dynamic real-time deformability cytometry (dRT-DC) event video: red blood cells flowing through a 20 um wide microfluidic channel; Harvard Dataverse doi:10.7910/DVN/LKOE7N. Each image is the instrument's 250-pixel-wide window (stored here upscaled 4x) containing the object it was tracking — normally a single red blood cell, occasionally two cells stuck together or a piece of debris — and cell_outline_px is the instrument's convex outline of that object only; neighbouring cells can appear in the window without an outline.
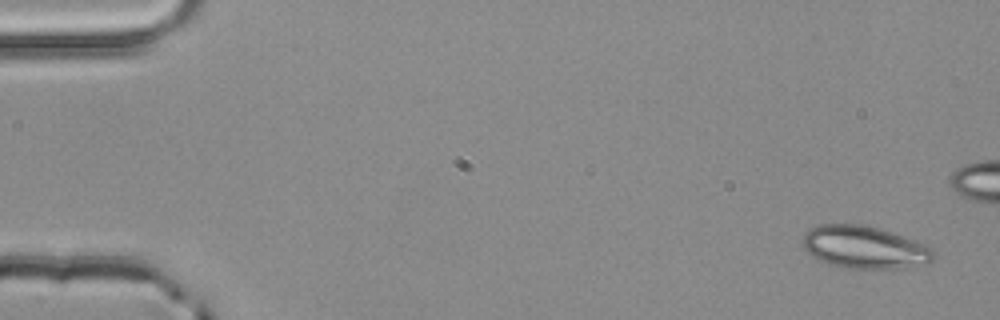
{"species": "common noctule bat (a hibernating species)", "species_latin": "Nyctalus noctula", "temperature_condition": "room temperature", "stored_images_in_passage": 4, "camera_frame_rate_fps": 3000, "um_per_image_px": 0.085, "animal": {"sex": "male", "body_mass_g": 20.4}, "frame": {"image": 1, "passage_image": 1, "time_ms": 0.0, "image_size_px": [1000, 320], "cell_outline_px": [[936, 256], [932, 260], [904, 268], [836, 268], [812, 256], [804, 248], [800, 240], [804, 232], [808, 228], [820, 224], [864, 224], [880, 228], [916, 240], [932, 248], [936, 252]], "centroid_in_image_um": [73.42, 21.0], "position_along_channel_um": 11.6, "area_um2": 32.89}}